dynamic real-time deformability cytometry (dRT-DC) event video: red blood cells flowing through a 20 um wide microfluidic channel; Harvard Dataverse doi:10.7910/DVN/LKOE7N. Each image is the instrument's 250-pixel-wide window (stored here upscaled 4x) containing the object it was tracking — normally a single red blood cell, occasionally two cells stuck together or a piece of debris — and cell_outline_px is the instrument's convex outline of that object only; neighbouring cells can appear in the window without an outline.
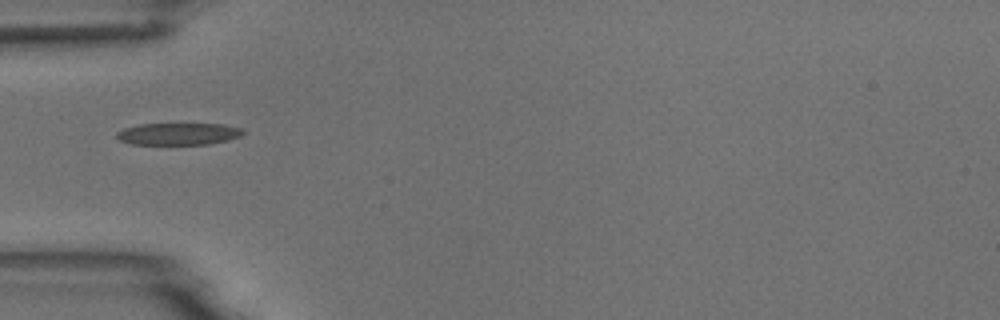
{"species": "common noctule bat (a hibernating species)", "species_latin": "Nyctalus noctula", "temperature_condition": "room temperature", "stored_images_in_passage": 1, "camera_frame_rate_fps": 3000, "um_per_image_px": 0.085, "animal": {"sex": "male", "body_mass_g": 18.8}, "frame": {"image": 1, "passage_image": 1, "time_ms": 0.0, "image_size_px": [1000, 320], "cell_outline_px": [[244, 132], [240, 136], [228, 140], [208, 144], [132, 144], [120, 140], [116, 136], [116, 132], [124, 128], [140, 124], [224, 124], [244, 128]], "centroid_in_image_um": [15.19, 11.37], "position_along_channel_um": 69.8, "area_um2": 16.18}}